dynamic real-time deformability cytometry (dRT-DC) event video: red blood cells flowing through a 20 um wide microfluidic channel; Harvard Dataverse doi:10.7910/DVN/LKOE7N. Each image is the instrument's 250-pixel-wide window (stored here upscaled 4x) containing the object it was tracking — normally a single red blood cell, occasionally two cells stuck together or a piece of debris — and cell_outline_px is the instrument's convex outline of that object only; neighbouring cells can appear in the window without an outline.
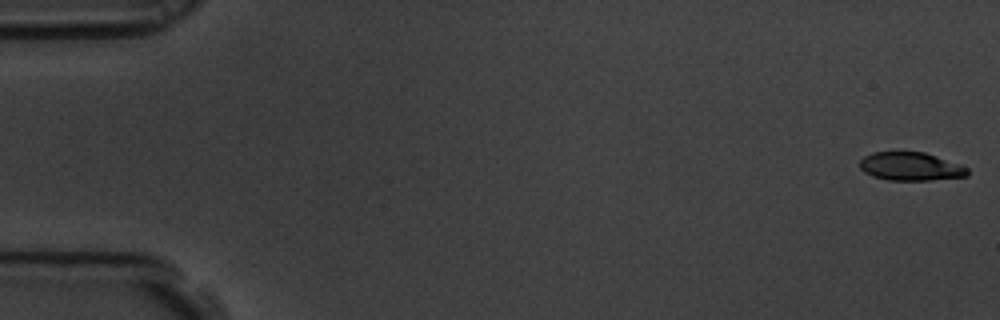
{"species": "common noctule bat (a hibernating species)", "species_latin": "Nyctalus noctula", "temperature_condition": "room temperature", "stored_images_in_passage": 59, "camera_frame_rate_fps": 3000, "um_per_image_px": 0.085, "animal": {"sex": "male", "body_mass_g": 19.5, "forearm_length_mm": 54.6}, "frame": {"image": 1, "passage_image": 1, "time_ms": 0.0, "image_size_px": [1000, 320], "cell_outline_px": [[968, 176], [928, 180], [888, 180], [872, 176], [864, 172], [860, 168], [860, 160], [864, 156], [872, 152], [924, 152], [960, 164], [968, 168]], "centroid_in_image_um": [77.39, 14.15], "position_along_channel_um": 7.6, "area_um2": 17.74}}
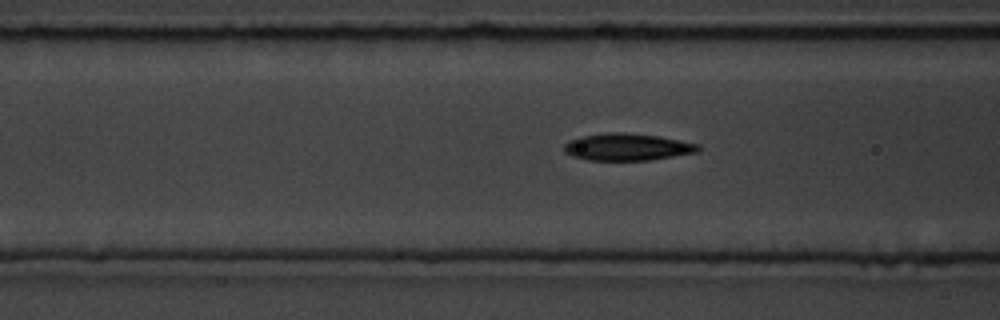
{"frame": {"image": 2, "passage_image": 23, "time_ms": 7.333, "image_size_px": [1000, 320], "cell_outline_px": [[700, 152], [652, 160], [588, 160], [572, 156], [564, 152], [564, 144], [568, 140], [580, 136], [608, 132], [624, 132], [660, 136], [700, 144]], "centroid_in_image_um": [53.34, 12.49], "position_along_channel_um": 113.3, "area_um2": 21.5}}
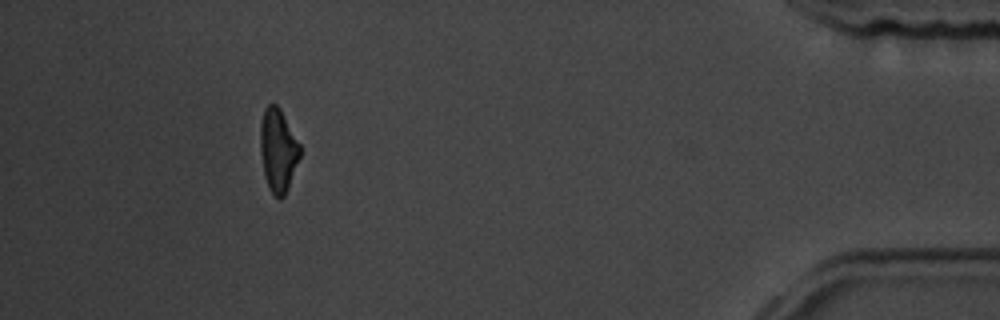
{"frame": {"image": 3, "passage_image": 54, "time_ms": 17.667, "image_size_px": [1000, 320], "cell_outline_px": [[300, 156], [288, 188], [284, 196], [280, 200], [268, 188], [264, 176], [260, 152], [260, 124], [264, 108], [268, 104], [276, 104], [280, 108], [300, 144]], "centroid_in_image_um": [23.62, 12.76], "position_along_channel_um": 411.6, "area_um2": 19.31}, "authors_computed_cell_mechanics": {"area_um2": 20.23, "velocity_mm_per_s": 3.4661, "shape_relaxation_time_tau1_ms": 3.4787, "shape_relaxation_time_tau2_ms": 2.95, "deformation_change_tau1": 0.158, "deformation_change_tau2": 0.1119}}